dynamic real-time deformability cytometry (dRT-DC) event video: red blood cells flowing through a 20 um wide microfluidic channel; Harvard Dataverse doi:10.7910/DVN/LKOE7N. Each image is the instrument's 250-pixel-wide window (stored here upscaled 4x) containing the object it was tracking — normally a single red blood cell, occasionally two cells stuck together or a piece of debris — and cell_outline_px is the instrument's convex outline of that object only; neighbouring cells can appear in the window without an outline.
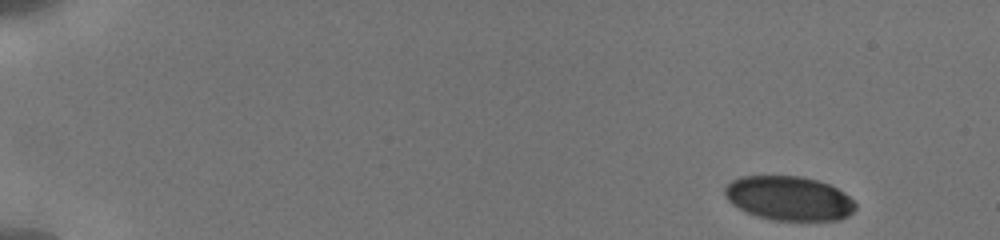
{"species": "human", "species_latin": "Homo sapiens", "temperature_condition": "cold", "stored_images_in_passage": 12, "camera_frame_rate_fps": 3000, "um_per_image_px": 0.085, "donor": {"sex": "male"}, "frame": {"image": 1, "passage_image": 1, "time_ms": 0.0, "image_size_px": [1000, 240], "cell_outline_px": [[856, 208], [848, 216], [840, 220], [772, 220], [756, 216], [732, 204], [728, 200], [724, 192], [724, 188], [732, 180], [740, 176], [800, 176], [816, 180], [828, 184], [844, 192], [856, 204]], "centroid_in_image_um": [67.06, 16.86], "position_along_channel_um": 17.9, "area_um2": 33.58}}
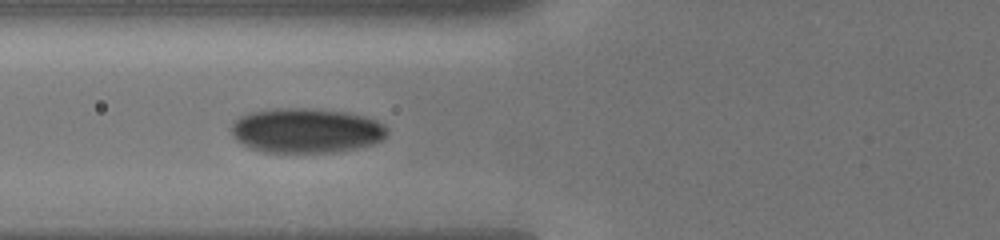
{"frame": {"image": 2, "passage_image": 9, "time_ms": 6.0, "image_size_px": [1000, 240], "cell_outline_px": [[388, 132], [380, 140], [372, 144], [356, 148], [332, 152], [260, 152], [236, 140], [232, 132], [232, 124], [240, 116], [248, 112], [272, 108], [312, 108], [344, 112], [364, 116], [376, 120], [384, 124], [388, 128]], "centroid_in_image_um": [26.02, 11.08], "position_along_channel_um": 99.8, "area_um2": 40.63}}
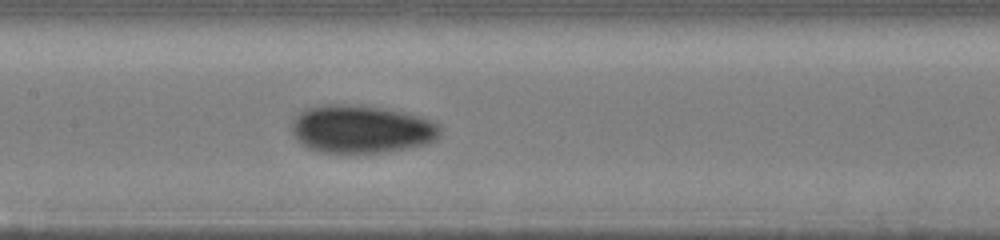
{"frame": {"image": 3, "passage_image": 12, "time_ms": 8.0, "image_size_px": [1000, 240], "cell_outline_px": [[440, 136], [436, 140], [424, 144], [404, 148], [356, 156], [336, 156], [320, 152], [308, 148], [300, 144], [292, 136], [292, 120], [296, 112], [304, 108], [324, 104], [360, 104], [408, 112], [432, 120], [440, 124]], "centroid_in_image_um": [30.64, 11.0], "position_along_channel_um": 176.8, "area_um2": 43.29}}